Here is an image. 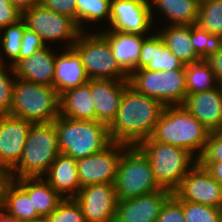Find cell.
Segmentation results:
<instances>
[{
  "mask_svg": "<svg viewBox=\"0 0 222 222\" xmlns=\"http://www.w3.org/2000/svg\"><path fill=\"white\" fill-rule=\"evenodd\" d=\"M164 108L162 102L137 92L127 80L118 112L108 125L111 141L135 146L148 139Z\"/></svg>",
  "mask_w": 222,
  "mask_h": 222,
  "instance_id": "obj_1",
  "label": "cell"
},
{
  "mask_svg": "<svg viewBox=\"0 0 222 222\" xmlns=\"http://www.w3.org/2000/svg\"><path fill=\"white\" fill-rule=\"evenodd\" d=\"M209 134L210 131L183 105H167L151 137L155 141L181 147L198 160L205 149Z\"/></svg>",
  "mask_w": 222,
  "mask_h": 222,
  "instance_id": "obj_2",
  "label": "cell"
},
{
  "mask_svg": "<svg viewBox=\"0 0 222 222\" xmlns=\"http://www.w3.org/2000/svg\"><path fill=\"white\" fill-rule=\"evenodd\" d=\"M53 122L58 135L60 153L73 159L97 153L112 142L108 125L103 122L74 120L61 115Z\"/></svg>",
  "mask_w": 222,
  "mask_h": 222,
  "instance_id": "obj_3",
  "label": "cell"
},
{
  "mask_svg": "<svg viewBox=\"0 0 222 222\" xmlns=\"http://www.w3.org/2000/svg\"><path fill=\"white\" fill-rule=\"evenodd\" d=\"M58 154L60 150L54 122L32 124L22 156L10 170L12 180L46 176Z\"/></svg>",
  "mask_w": 222,
  "mask_h": 222,
  "instance_id": "obj_4",
  "label": "cell"
},
{
  "mask_svg": "<svg viewBox=\"0 0 222 222\" xmlns=\"http://www.w3.org/2000/svg\"><path fill=\"white\" fill-rule=\"evenodd\" d=\"M59 96L54 87L15 78L9 115L33 124L51 123L60 115Z\"/></svg>",
  "mask_w": 222,
  "mask_h": 222,
  "instance_id": "obj_5",
  "label": "cell"
},
{
  "mask_svg": "<svg viewBox=\"0 0 222 222\" xmlns=\"http://www.w3.org/2000/svg\"><path fill=\"white\" fill-rule=\"evenodd\" d=\"M137 146L148 157L158 185L172 192L179 187L185 175L198 162L189 151L155 141L152 137L141 141Z\"/></svg>",
  "mask_w": 222,
  "mask_h": 222,
  "instance_id": "obj_6",
  "label": "cell"
},
{
  "mask_svg": "<svg viewBox=\"0 0 222 222\" xmlns=\"http://www.w3.org/2000/svg\"><path fill=\"white\" fill-rule=\"evenodd\" d=\"M114 187L118 200L135 198L162 189L155 181L148 157L137 145L128 146L123 151Z\"/></svg>",
  "mask_w": 222,
  "mask_h": 222,
  "instance_id": "obj_7",
  "label": "cell"
},
{
  "mask_svg": "<svg viewBox=\"0 0 222 222\" xmlns=\"http://www.w3.org/2000/svg\"><path fill=\"white\" fill-rule=\"evenodd\" d=\"M128 82L137 92L167 105H182L186 96L185 69L172 71L135 70Z\"/></svg>",
  "mask_w": 222,
  "mask_h": 222,
  "instance_id": "obj_8",
  "label": "cell"
},
{
  "mask_svg": "<svg viewBox=\"0 0 222 222\" xmlns=\"http://www.w3.org/2000/svg\"><path fill=\"white\" fill-rule=\"evenodd\" d=\"M72 47L80 55L89 79L128 80V75L117 64L110 44L101 33L86 36L83 31Z\"/></svg>",
  "mask_w": 222,
  "mask_h": 222,
  "instance_id": "obj_9",
  "label": "cell"
},
{
  "mask_svg": "<svg viewBox=\"0 0 222 222\" xmlns=\"http://www.w3.org/2000/svg\"><path fill=\"white\" fill-rule=\"evenodd\" d=\"M21 19L26 28L36 32L46 45L48 41L68 40L69 45L66 47L70 48L82 32L74 19L58 14L41 4L23 11Z\"/></svg>",
  "mask_w": 222,
  "mask_h": 222,
  "instance_id": "obj_10",
  "label": "cell"
},
{
  "mask_svg": "<svg viewBox=\"0 0 222 222\" xmlns=\"http://www.w3.org/2000/svg\"><path fill=\"white\" fill-rule=\"evenodd\" d=\"M129 145L111 142L103 150L76 160L80 187L91 184H114L123 151Z\"/></svg>",
  "mask_w": 222,
  "mask_h": 222,
  "instance_id": "obj_11",
  "label": "cell"
},
{
  "mask_svg": "<svg viewBox=\"0 0 222 222\" xmlns=\"http://www.w3.org/2000/svg\"><path fill=\"white\" fill-rule=\"evenodd\" d=\"M174 193L183 201L222 209V184L199 162L189 170Z\"/></svg>",
  "mask_w": 222,
  "mask_h": 222,
  "instance_id": "obj_12",
  "label": "cell"
},
{
  "mask_svg": "<svg viewBox=\"0 0 222 222\" xmlns=\"http://www.w3.org/2000/svg\"><path fill=\"white\" fill-rule=\"evenodd\" d=\"M153 14L149 0H111L108 30L146 35Z\"/></svg>",
  "mask_w": 222,
  "mask_h": 222,
  "instance_id": "obj_13",
  "label": "cell"
},
{
  "mask_svg": "<svg viewBox=\"0 0 222 222\" xmlns=\"http://www.w3.org/2000/svg\"><path fill=\"white\" fill-rule=\"evenodd\" d=\"M74 199L81 207L85 222H114L118 203L114 184L84 186Z\"/></svg>",
  "mask_w": 222,
  "mask_h": 222,
  "instance_id": "obj_14",
  "label": "cell"
},
{
  "mask_svg": "<svg viewBox=\"0 0 222 222\" xmlns=\"http://www.w3.org/2000/svg\"><path fill=\"white\" fill-rule=\"evenodd\" d=\"M172 191L162 188L154 193L118 200L114 222H156Z\"/></svg>",
  "mask_w": 222,
  "mask_h": 222,
  "instance_id": "obj_15",
  "label": "cell"
},
{
  "mask_svg": "<svg viewBox=\"0 0 222 222\" xmlns=\"http://www.w3.org/2000/svg\"><path fill=\"white\" fill-rule=\"evenodd\" d=\"M32 124L11 115H0V164L9 170L19 162Z\"/></svg>",
  "mask_w": 222,
  "mask_h": 222,
  "instance_id": "obj_16",
  "label": "cell"
},
{
  "mask_svg": "<svg viewBox=\"0 0 222 222\" xmlns=\"http://www.w3.org/2000/svg\"><path fill=\"white\" fill-rule=\"evenodd\" d=\"M182 105L210 132L222 128V85L213 90L188 94Z\"/></svg>",
  "mask_w": 222,
  "mask_h": 222,
  "instance_id": "obj_17",
  "label": "cell"
},
{
  "mask_svg": "<svg viewBox=\"0 0 222 222\" xmlns=\"http://www.w3.org/2000/svg\"><path fill=\"white\" fill-rule=\"evenodd\" d=\"M127 80L91 79V97L96 121L109 125L115 118Z\"/></svg>",
  "mask_w": 222,
  "mask_h": 222,
  "instance_id": "obj_18",
  "label": "cell"
},
{
  "mask_svg": "<svg viewBox=\"0 0 222 222\" xmlns=\"http://www.w3.org/2000/svg\"><path fill=\"white\" fill-rule=\"evenodd\" d=\"M46 46L31 57L18 60L9 67L12 75L36 84L53 87L56 53Z\"/></svg>",
  "mask_w": 222,
  "mask_h": 222,
  "instance_id": "obj_19",
  "label": "cell"
},
{
  "mask_svg": "<svg viewBox=\"0 0 222 222\" xmlns=\"http://www.w3.org/2000/svg\"><path fill=\"white\" fill-rule=\"evenodd\" d=\"M172 71L185 69V65L165 45L158 33L143 40L138 65L135 70Z\"/></svg>",
  "mask_w": 222,
  "mask_h": 222,
  "instance_id": "obj_20",
  "label": "cell"
},
{
  "mask_svg": "<svg viewBox=\"0 0 222 222\" xmlns=\"http://www.w3.org/2000/svg\"><path fill=\"white\" fill-rule=\"evenodd\" d=\"M110 44L119 67L129 76L135 71L145 35L123 33L114 30L100 32Z\"/></svg>",
  "mask_w": 222,
  "mask_h": 222,
  "instance_id": "obj_21",
  "label": "cell"
},
{
  "mask_svg": "<svg viewBox=\"0 0 222 222\" xmlns=\"http://www.w3.org/2000/svg\"><path fill=\"white\" fill-rule=\"evenodd\" d=\"M66 49L55 60L53 87L59 95L89 81L78 52L73 47Z\"/></svg>",
  "mask_w": 222,
  "mask_h": 222,
  "instance_id": "obj_22",
  "label": "cell"
},
{
  "mask_svg": "<svg viewBox=\"0 0 222 222\" xmlns=\"http://www.w3.org/2000/svg\"><path fill=\"white\" fill-rule=\"evenodd\" d=\"M43 178L63 199L75 198L80 191L76 159L58 154ZM69 193V195H65Z\"/></svg>",
  "mask_w": 222,
  "mask_h": 222,
  "instance_id": "obj_23",
  "label": "cell"
},
{
  "mask_svg": "<svg viewBox=\"0 0 222 222\" xmlns=\"http://www.w3.org/2000/svg\"><path fill=\"white\" fill-rule=\"evenodd\" d=\"M60 115L74 120L96 121L91 97V79L82 85L64 91L59 96Z\"/></svg>",
  "mask_w": 222,
  "mask_h": 222,
  "instance_id": "obj_24",
  "label": "cell"
},
{
  "mask_svg": "<svg viewBox=\"0 0 222 222\" xmlns=\"http://www.w3.org/2000/svg\"><path fill=\"white\" fill-rule=\"evenodd\" d=\"M32 199L33 209L42 217L50 215L63 198L42 178L13 179Z\"/></svg>",
  "mask_w": 222,
  "mask_h": 222,
  "instance_id": "obj_25",
  "label": "cell"
},
{
  "mask_svg": "<svg viewBox=\"0 0 222 222\" xmlns=\"http://www.w3.org/2000/svg\"><path fill=\"white\" fill-rule=\"evenodd\" d=\"M157 32L169 50L184 65L200 61L190 40V25H167Z\"/></svg>",
  "mask_w": 222,
  "mask_h": 222,
  "instance_id": "obj_26",
  "label": "cell"
},
{
  "mask_svg": "<svg viewBox=\"0 0 222 222\" xmlns=\"http://www.w3.org/2000/svg\"><path fill=\"white\" fill-rule=\"evenodd\" d=\"M2 209L17 222L34 221L42 218L33 209L32 199L14 180L7 185Z\"/></svg>",
  "mask_w": 222,
  "mask_h": 222,
  "instance_id": "obj_27",
  "label": "cell"
},
{
  "mask_svg": "<svg viewBox=\"0 0 222 222\" xmlns=\"http://www.w3.org/2000/svg\"><path fill=\"white\" fill-rule=\"evenodd\" d=\"M201 0H150V7L154 5L163 12L170 21V25L197 24ZM152 2V3H151Z\"/></svg>",
  "mask_w": 222,
  "mask_h": 222,
  "instance_id": "obj_28",
  "label": "cell"
},
{
  "mask_svg": "<svg viewBox=\"0 0 222 222\" xmlns=\"http://www.w3.org/2000/svg\"><path fill=\"white\" fill-rule=\"evenodd\" d=\"M185 81L187 95L213 90L220 86L215 73L206 59L185 65Z\"/></svg>",
  "mask_w": 222,
  "mask_h": 222,
  "instance_id": "obj_29",
  "label": "cell"
},
{
  "mask_svg": "<svg viewBox=\"0 0 222 222\" xmlns=\"http://www.w3.org/2000/svg\"><path fill=\"white\" fill-rule=\"evenodd\" d=\"M111 0H76V23L83 31V22H97L110 17Z\"/></svg>",
  "mask_w": 222,
  "mask_h": 222,
  "instance_id": "obj_30",
  "label": "cell"
},
{
  "mask_svg": "<svg viewBox=\"0 0 222 222\" xmlns=\"http://www.w3.org/2000/svg\"><path fill=\"white\" fill-rule=\"evenodd\" d=\"M197 24L211 34L222 36V0H201Z\"/></svg>",
  "mask_w": 222,
  "mask_h": 222,
  "instance_id": "obj_31",
  "label": "cell"
},
{
  "mask_svg": "<svg viewBox=\"0 0 222 222\" xmlns=\"http://www.w3.org/2000/svg\"><path fill=\"white\" fill-rule=\"evenodd\" d=\"M190 40L201 59L208 58L222 47V36L211 34L198 24L190 25Z\"/></svg>",
  "mask_w": 222,
  "mask_h": 222,
  "instance_id": "obj_32",
  "label": "cell"
},
{
  "mask_svg": "<svg viewBox=\"0 0 222 222\" xmlns=\"http://www.w3.org/2000/svg\"><path fill=\"white\" fill-rule=\"evenodd\" d=\"M25 29L26 25L21 19L17 23L2 28L1 30L4 32H2L3 35L0 31V35L3 36L2 38L0 37V44L7 59L9 57L11 60L10 67L19 60L20 45Z\"/></svg>",
  "mask_w": 222,
  "mask_h": 222,
  "instance_id": "obj_33",
  "label": "cell"
},
{
  "mask_svg": "<svg viewBox=\"0 0 222 222\" xmlns=\"http://www.w3.org/2000/svg\"><path fill=\"white\" fill-rule=\"evenodd\" d=\"M185 222H222V209L181 200Z\"/></svg>",
  "mask_w": 222,
  "mask_h": 222,
  "instance_id": "obj_34",
  "label": "cell"
},
{
  "mask_svg": "<svg viewBox=\"0 0 222 222\" xmlns=\"http://www.w3.org/2000/svg\"><path fill=\"white\" fill-rule=\"evenodd\" d=\"M48 222H85L80 205L74 198H65L46 217Z\"/></svg>",
  "mask_w": 222,
  "mask_h": 222,
  "instance_id": "obj_35",
  "label": "cell"
},
{
  "mask_svg": "<svg viewBox=\"0 0 222 222\" xmlns=\"http://www.w3.org/2000/svg\"><path fill=\"white\" fill-rule=\"evenodd\" d=\"M0 54V115H9L12 106L14 78L9 77Z\"/></svg>",
  "mask_w": 222,
  "mask_h": 222,
  "instance_id": "obj_36",
  "label": "cell"
},
{
  "mask_svg": "<svg viewBox=\"0 0 222 222\" xmlns=\"http://www.w3.org/2000/svg\"><path fill=\"white\" fill-rule=\"evenodd\" d=\"M181 199L173 194L164 203L156 222H185Z\"/></svg>",
  "mask_w": 222,
  "mask_h": 222,
  "instance_id": "obj_37",
  "label": "cell"
},
{
  "mask_svg": "<svg viewBox=\"0 0 222 222\" xmlns=\"http://www.w3.org/2000/svg\"><path fill=\"white\" fill-rule=\"evenodd\" d=\"M220 161H222V128L210 132L205 149L198 159V162Z\"/></svg>",
  "mask_w": 222,
  "mask_h": 222,
  "instance_id": "obj_38",
  "label": "cell"
},
{
  "mask_svg": "<svg viewBox=\"0 0 222 222\" xmlns=\"http://www.w3.org/2000/svg\"><path fill=\"white\" fill-rule=\"evenodd\" d=\"M42 38L34 31L25 29L19 52V60L31 57L36 51L46 47Z\"/></svg>",
  "mask_w": 222,
  "mask_h": 222,
  "instance_id": "obj_39",
  "label": "cell"
},
{
  "mask_svg": "<svg viewBox=\"0 0 222 222\" xmlns=\"http://www.w3.org/2000/svg\"><path fill=\"white\" fill-rule=\"evenodd\" d=\"M39 4L76 22V0H40Z\"/></svg>",
  "mask_w": 222,
  "mask_h": 222,
  "instance_id": "obj_40",
  "label": "cell"
},
{
  "mask_svg": "<svg viewBox=\"0 0 222 222\" xmlns=\"http://www.w3.org/2000/svg\"><path fill=\"white\" fill-rule=\"evenodd\" d=\"M21 18L22 13L9 0H0V30L17 23Z\"/></svg>",
  "mask_w": 222,
  "mask_h": 222,
  "instance_id": "obj_41",
  "label": "cell"
},
{
  "mask_svg": "<svg viewBox=\"0 0 222 222\" xmlns=\"http://www.w3.org/2000/svg\"><path fill=\"white\" fill-rule=\"evenodd\" d=\"M206 60L209 62L211 69L216 75L218 84L222 85V47L211 54Z\"/></svg>",
  "mask_w": 222,
  "mask_h": 222,
  "instance_id": "obj_42",
  "label": "cell"
},
{
  "mask_svg": "<svg viewBox=\"0 0 222 222\" xmlns=\"http://www.w3.org/2000/svg\"><path fill=\"white\" fill-rule=\"evenodd\" d=\"M12 181L10 170L0 164V208H2L5 190L7 185Z\"/></svg>",
  "mask_w": 222,
  "mask_h": 222,
  "instance_id": "obj_43",
  "label": "cell"
},
{
  "mask_svg": "<svg viewBox=\"0 0 222 222\" xmlns=\"http://www.w3.org/2000/svg\"><path fill=\"white\" fill-rule=\"evenodd\" d=\"M211 174V176L222 184V161L220 162H199Z\"/></svg>",
  "mask_w": 222,
  "mask_h": 222,
  "instance_id": "obj_44",
  "label": "cell"
},
{
  "mask_svg": "<svg viewBox=\"0 0 222 222\" xmlns=\"http://www.w3.org/2000/svg\"><path fill=\"white\" fill-rule=\"evenodd\" d=\"M21 13L40 3V0H9Z\"/></svg>",
  "mask_w": 222,
  "mask_h": 222,
  "instance_id": "obj_45",
  "label": "cell"
},
{
  "mask_svg": "<svg viewBox=\"0 0 222 222\" xmlns=\"http://www.w3.org/2000/svg\"><path fill=\"white\" fill-rule=\"evenodd\" d=\"M0 222H17L4 209L0 208Z\"/></svg>",
  "mask_w": 222,
  "mask_h": 222,
  "instance_id": "obj_46",
  "label": "cell"
},
{
  "mask_svg": "<svg viewBox=\"0 0 222 222\" xmlns=\"http://www.w3.org/2000/svg\"><path fill=\"white\" fill-rule=\"evenodd\" d=\"M25 222H48L46 218H41L38 220H34V221H25Z\"/></svg>",
  "mask_w": 222,
  "mask_h": 222,
  "instance_id": "obj_47",
  "label": "cell"
}]
</instances>
